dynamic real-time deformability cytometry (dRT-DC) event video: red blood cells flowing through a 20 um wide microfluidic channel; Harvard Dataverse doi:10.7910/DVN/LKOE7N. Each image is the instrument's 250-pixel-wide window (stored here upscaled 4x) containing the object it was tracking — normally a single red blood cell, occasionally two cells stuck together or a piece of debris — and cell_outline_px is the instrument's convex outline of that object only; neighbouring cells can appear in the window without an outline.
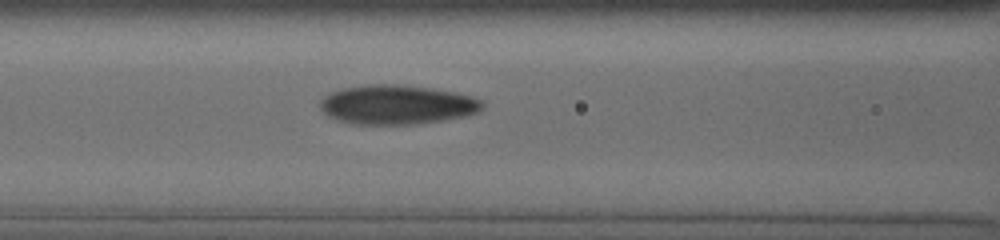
{"species": "human", "species_latin": "Homo sapiens", "temperature_condition": "cold", "stored_images_in_passage": 46, "camera_frame_rate_fps": 3000, "um_per_image_px": 0.085, "donor": {"sex": "male"}, "frame": {"image": 1, "passage_image": 22, "time_ms": 7.0, "image_size_px": [1000, 240], "cell_outline_px": [[484, 108], [468, 116], [420, 124], [352, 124], [328, 116], [320, 108], [320, 100], [324, 96], [332, 92], [344, 88], [364, 84], [396, 84], [432, 88], [472, 96], [484, 100]], "centroid_in_image_um": [33.77, 8.9], "position_along_channel_um": 132.8, "area_um2": 37.4}}
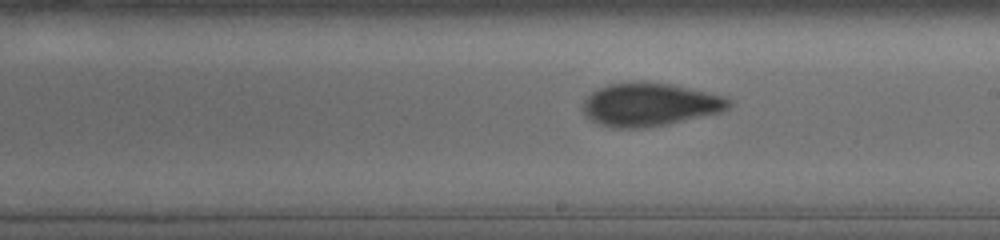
{"frame": {"image": 2, "passage_image": 30, "time_ms": 9.667, "image_size_px": [1000, 240], "cell_outline_px": [[732, 104], [728, 108], [720, 112], [664, 124], [636, 128], [616, 128], [600, 124], [592, 120], [584, 112], [584, 100], [592, 92], [608, 84], [644, 80], [672, 84], [728, 96], [732, 100]], "centroid_in_image_um": [55.27, 8.85], "position_along_channel_um": 233.7, "area_um2": 36.59}}
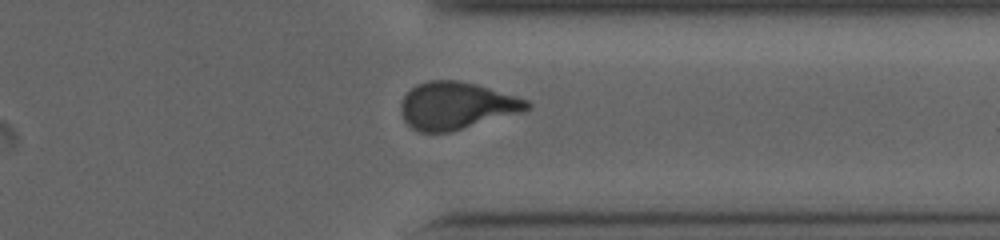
{"frame": {"image": 3, "passage_image": 41, "time_ms": 13.333, "image_size_px": [1000, 240], "cell_outline_px": [[532, 108], [520, 112], [448, 132], [420, 132], [412, 128], [404, 120], [400, 112], [400, 104], [404, 96], [416, 84], [428, 80], [460, 80], [476, 84], [516, 96], [528, 100], [532, 104]], "centroid_in_image_um": [38.77, 8.96], "position_along_channel_um": 372.6, "area_um2": 34.51}}